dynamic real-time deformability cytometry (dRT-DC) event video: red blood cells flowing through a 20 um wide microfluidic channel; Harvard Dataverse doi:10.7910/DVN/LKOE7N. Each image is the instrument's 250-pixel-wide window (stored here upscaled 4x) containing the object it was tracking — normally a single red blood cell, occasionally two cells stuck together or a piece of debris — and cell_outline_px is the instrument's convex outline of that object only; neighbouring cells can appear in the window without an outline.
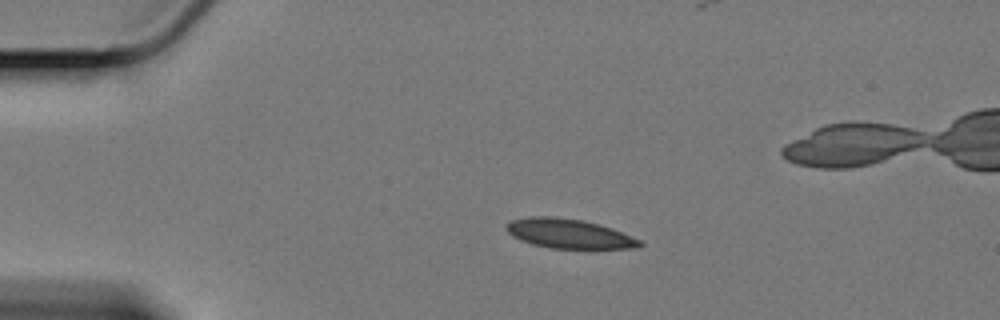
{"species": "Egyptian fruit bat (a non-hibernating species)", "species_latin": "Rousettus aegyptiacus", "temperature_condition": "cold", "stored_images_in_passage": 48, "camera_frame_rate_fps": 3000, "um_per_image_px": 0.085, "animal": {"sex": "female"}, "frame": {"image": 1, "passage_image": 1, "time_ms": 0.0, "image_size_px": [1000, 320], "cell_outline_px": [[644, 244], [628, 248], [548, 248], [532, 244], [520, 240], [512, 236], [508, 232], [508, 224], [512, 220], [528, 216], [552, 216], [580, 220], [596, 224], [620, 232], [640, 240]], "centroid_in_image_um": [48.29, 19.86], "position_along_channel_um": 36.7, "area_um2": 22.25}}
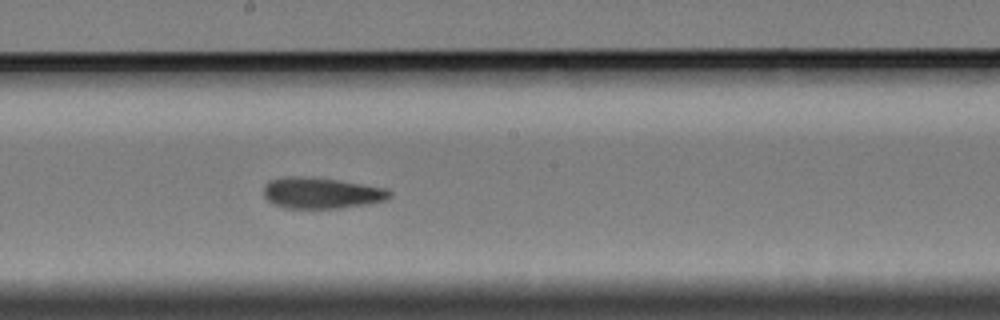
{"frame": {"image": 2, "passage_image": 21, "time_ms": 6.667, "image_size_px": [1000, 320], "cell_outline_px": [[392, 196], [384, 200], [368, 204], [340, 208], [284, 208], [272, 204], [264, 196], [264, 184], [268, 180], [284, 176], [304, 176], [340, 180], [384, 188], [392, 192]], "centroid_in_image_um": [27.27, 16.4], "position_along_channel_um": 220.9, "area_um2": 23.0}}
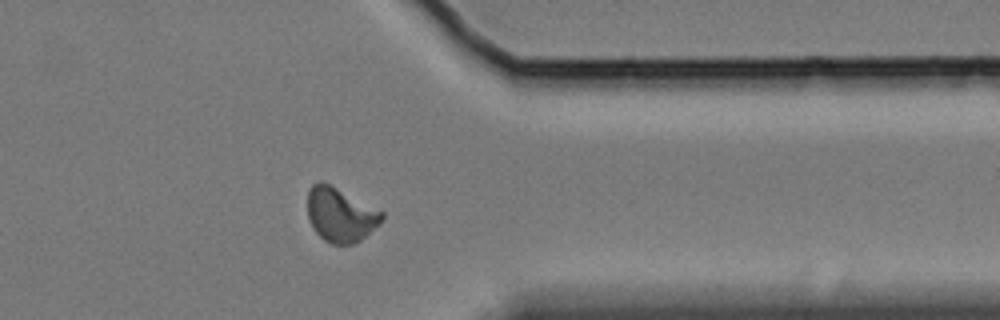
{"frame": {"image": 3, "passage_image": 36, "time_ms": 11.667, "image_size_px": [1000, 320], "cell_outline_px": [[384, 216], [380, 224], [360, 240], [352, 244], [332, 244], [324, 240], [312, 228], [308, 216], [308, 188], [312, 184], [320, 180], [384, 212]], "centroid_in_image_um": [28.92, 18.26], "position_along_channel_um": 382.5, "area_um2": 23.29}, "authors_computed_cell_mechanics": {"area_um2": 22.9755, "velocity_mm_per_s": 3.37, "shape_relaxation_time_tau1_ms": 7.9806, "shape_relaxation_time_tau2_ms": 3.307, "deformation_change_tau1": 0.1564, "deformation_change_tau2": 0.0794}}